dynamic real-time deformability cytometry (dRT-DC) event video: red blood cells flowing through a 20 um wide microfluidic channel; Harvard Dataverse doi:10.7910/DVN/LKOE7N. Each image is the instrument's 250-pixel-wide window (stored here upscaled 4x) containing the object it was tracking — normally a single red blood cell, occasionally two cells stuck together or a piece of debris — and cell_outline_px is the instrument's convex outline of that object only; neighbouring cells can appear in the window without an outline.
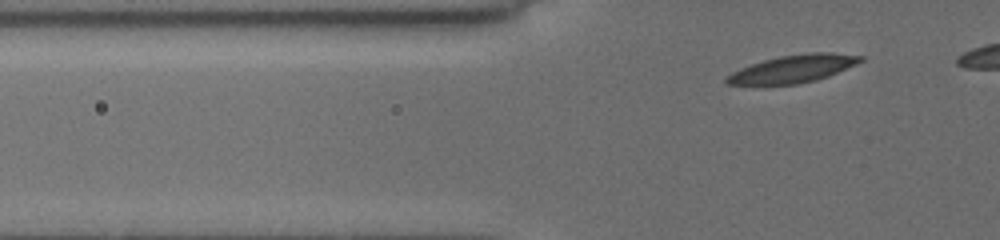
{"species": "common noctule bat (a hibernating species)", "species_latin": "Nyctalus noctula", "temperature_condition": "cold", "stored_images_in_passage": 10, "camera_frame_rate_fps": 3000, "um_per_image_px": 0.085, "animal": {"sex": "female", "body_mass_g": 19.5, "forearm_length_mm": 54.1}, "frame": {"image": 1, "passage_image": 4, "time_ms": 1.0, "image_size_px": [1000, 240], "cell_outline_px": [[864, 60], [856, 64], [828, 76], [816, 80], [796, 84], [728, 84], [724, 80], [724, 76], [740, 68], [764, 60], [780, 56], [808, 52], [832, 52], [864, 56]], "centroid_in_image_um": [67.43, 5.83], "position_along_channel_um": 58.4, "area_um2": 21.44}}
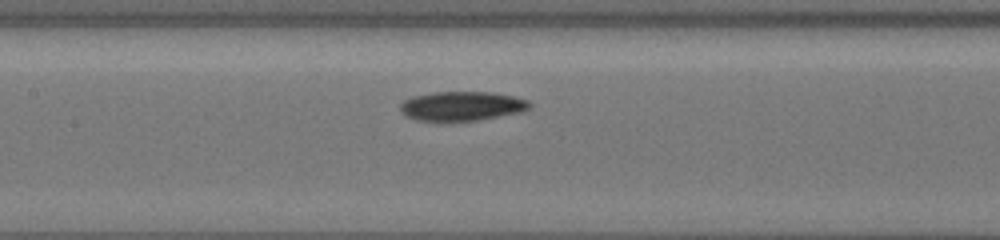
{"frame": {"image": 2, "passage_image": 9, "time_ms": 2.667, "image_size_px": [1000, 240], "cell_outline_px": [[532, 104], [528, 108], [520, 112], [476, 120], [420, 120], [408, 116], [400, 108], [400, 104], [404, 100], [412, 96], [432, 92], [492, 92], [512, 96], [528, 100]], "centroid_in_image_um": [39.27, 8.99], "position_along_channel_um": 168.1, "area_um2": 21.62}}